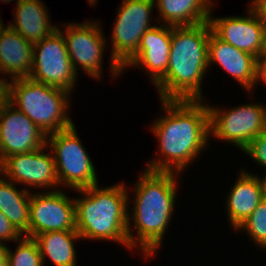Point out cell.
I'll return each instance as SVG.
<instances>
[{
	"label": "cell",
	"mask_w": 266,
	"mask_h": 266,
	"mask_svg": "<svg viewBox=\"0 0 266 266\" xmlns=\"http://www.w3.org/2000/svg\"><path fill=\"white\" fill-rule=\"evenodd\" d=\"M0 266H10V264H9V262H8V261H6V262H4V263L0 264Z\"/></svg>",
	"instance_id": "cell-36"
},
{
	"label": "cell",
	"mask_w": 266,
	"mask_h": 266,
	"mask_svg": "<svg viewBox=\"0 0 266 266\" xmlns=\"http://www.w3.org/2000/svg\"><path fill=\"white\" fill-rule=\"evenodd\" d=\"M259 0H252L250 6H254Z\"/></svg>",
	"instance_id": "cell-35"
},
{
	"label": "cell",
	"mask_w": 266,
	"mask_h": 266,
	"mask_svg": "<svg viewBox=\"0 0 266 266\" xmlns=\"http://www.w3.org/2000/svg\"><path fill=\"white\" fill-rule=\"evenodd\" d=\"M246 230L257 246L266 249V201L263 199L252 214L236 229Z\"/></svg>",
	"instance_id": "cell-24"
},
{
	"label": "cell",
	"mask_w": 266,
	"mask_h": 266,
	"mask_svg": "<svg viewBox=\"0 0 266 266\" xmlns=\"http://www.w3.org/2000/svg\"><path fill=\"white\" fill-rule=\"evenodd\" d=\"M164 25L193 26L209 21L212 0H154Z\"/></svg>",
	"instance_id": "cell-20"
},
{
	"label": "cell",
	"mask_w": 266,
	"mask_h": 266,
	"mask_svg": "<svg viewBox=\"0 0 266 266\" xmlns=\"http://www.w3.org/2000/svg\"><path fill=\"white\" fill-rule=\"evenodd\" d=\"M5 27L6 26H4V23L1 21V18H0V36H1V33L3 32Z\"/></svg>",
	"instance_id": "cell-33"
},
{
	"label": "cell",
	"mask_w": 266,
	"mask_h": 266,
	"mask_svg": "<svg viewBox=\"0 0 266 266\" xmlns=\"http://www.w3.org/2000/svg\"><path fill=\"white\" fill-rule=\"evenodd\" d=\"M261 183H262V188H263V199L266 201V176L265 178L261 177Z\"/></svg>",
	"instance_id": "cell-32"
},
{
	"label": "cell",
	"mask_w": 266,
	"mask_h": 266,
	"mask_svg": "<svg viewBox=\"0 0 266 266\" xmlns=\"http://www.w3.org/2000/svg\"><path fill=\"white\" fill-rule=\"evenodd\" d=\"M177 174L180 175L145 169L135 183V203L132 214L128 213L127 237L129 249H135L136 246L138 248L139 245L145 259L150 258V255L154 256L162 245L175 207ZM130 221L135 225L136 236L132 234Z\"/></svg>",
	"instance_id": "cell-2"
},
{
	"label": "cell",
	"mask_w": 266,
	"mask_h": 266,
	"mask_svg": "<svg viewBox=\"0 0 266 266\" xmlns=\"http://www.w3.org/2000/svg\"><path fill=\"white\" fill-rule=\"evenodd\" d=\"M260 80H262L266 83V58H257L256 59L255 85Z\"/></svg>",
	"instance_id": "cell-27"
},
{
	"label": "cell",
	"mask_w": 266,
	"mask_h": 266,
	"mask_svg": "<svg viewBox=\"0 0 266 266\" xmlns=\"http://www.w3.org/2000/svg\"><path fill=\"white\" fill-rule=\"evenodd\" d=\"M254 7L257 12L260 14L263 22L266 24V0H259Z\"/></svg>",
	"instance_id": "cell-29"
},
{
	"label": "cell",
	"mask_w": 266,
	"mask_h": 266,
	"mask_svg": "<svg viewBox=\"0 0 266 266\" xmlns=\"http://www.w3.org/2000/svg\"><path fill=\"white\" fill-rule=\"evenodd\" d=\"M99 25L100 23L93 21L81 24L66 23L62 32L75 72L77 73L79 66L84 73L95 79L101 78L102 58L107 45Z\"/></svg>",
	"instance_id": "cell-11"
},
{
	"label": "cell",
	"mask_w": 266,
	"mask_h": 266,
	"mask_svg": "<svg viewBox=\"0 0 266 266\" xmlns=\"http://www.w3.org/2000/svg\"><path fill=\"white\" fill-rule=\"evenodd\" d=\"M23 235L12 225L8 218L0 211V242L17 241Z\"/></svg>",
	"instance_id": "cell-26"
},
{
	"label": "cell",
	"mask_w": 266,
	"mask_h": 266,
	"mask_svg": "<svg viewBox=\"0 0 266 266\" xmlns=\"http://www.w3.org/2000/svg\"><path fill=\"white\" fill-rule=\"evenodd\" d=\"M172 26H155L142 36L137 52L121 67L139 66L148 71L150 79L156 86L165 76L171 50Z\"/></svg>",
	"instance_id": "cell-15"
},
{
	"label": "cell",
	"mask_w": 266,
	"mask_h": 266,
	"mask_svg": "<svg viewBox=\"0 0 266 266\" xmlns=\"http://www.w3.org/2000/svg\"><path fill=\"white\" fill-rule=\"evenodd\" d=\"M218 109L208 105L210 134L233 143L242 151L266 129V107L259 102L229 110Z\"/></svg>",
	"instance_id": "cell-9"
},
{
	"label": "cell",
	"mask_w": 266,
	"mask_h": 266,
	"mask_svg": "<svg viewBox=\"0 0 266 266\" xmlns=\"http://www.w3.org/2000/svg\"><path fill=\"white\" fill-rule=\"evenodd\" d=\"M15 252L8 248L7 261L10 266H43L38 243L34 238L22 236Z\"/></svg>",
	"instance_id": "cell-23"
},
{
	"label": "cell",
	"mask_w": 266,
	"mask_h": 266,
	"mask_svg": "<svg viewBox=\"0 0 266 266\" xmlns=\"http://www.w3.org/2000/svg\"><path fill=\"white\" fill-rule=\"evenodd\" d=\"M125 183L99 188L98 184L77 189L82 198H76V231L83 239L110 240L129 248L128 203ZM84 195V196H83Z\"/></svg>",
	"instance_id": "cell-4"
},
{
	"label": "cell",
	"mask_w": 266,
	"mask_h": 266,
	"mask_svg": "<svg viewBox=\"0 0 266 266\" xmlns=\"http://www.w3.org/2000/svg\"><path fill=\"white\" fill-rule=\"evenodd\" d=\"M47 145L32 152L6 157L0 163V174L14 183L30 187L52 188L59 186L52 153H44ZM54 186V187H53Z\"/></svg>",
	"instance_id": "cell-13"
},
{
	"label": "cell",
	"mask_w": 266,
	"mask_h": 266,
	"mask_svg": "<svg viewBox=\"0 0 266 266\" xmlns=\"http://www.w3.org/2000/svg\"><path fill=\"white\" fill-rule=\"evenodd\" d=\"M8 248L5 243L0 242V264L7 261Z\"/></svg>",
	"instance_id": "cell-31"
},
{
	"label": "cell",
	"mask_w": 266,
	"mask_h": 266,
	"mask_svg": "<svg viewBox=\"0 0 266 266\" xmlns=\"http://www.w3.org/2000/svg\"><path fill=\"white\" fill-rule=\"evenodd\" d=\"M248 14L247 17L212 18L210 12L208 22L218 38L258 58L265 23L254 6H249Z\"/></svg>",
	"instance_id": "cell-14"
},
{
	"label": "cell",
	"mask_w": 266,
	"mask_h": 266,
	"mask_svg": "<svg viewBox=\"0 0 266 266\" xmlns=\"http://www.w3.org/2000/svg\"><path fill=\"white\" fill-rule=\"evenodd\" d=\"M46 135L23 112L7 101L0 111V163L8 156L46 145Z\"/></svg>",
	"instance_id": "cell-12"
},
{
	"label": "cell",
	"mask_w": 266,
	"mask_h": 266,
	"mask_svg": "<svg viewBox=\"0 0 266 266\" xmlns=\"http://www.w3.org/2000/svg\"><path fill=\"white\" fill-rule=\"evenodd\" d=\"M34 44L28 42L9 24L0 36V73L12 79L29 77L33 63Z\"/></svg>",
	"instance_id": "cell-18"
},
{
	"label": "cell",
	"mask_w": 266,
	"mask_h": 266,
	"mask_svg": "<svg viewBox=\"0 0 266 266\" xmlns=\"http://www.w3.org/2000/svg\"><path fill=\"white\" fill-rule=\"evenodd\" d=\"M13 19L10 27L24 37L28 42L35 44L41 42L51 34L58 25H50L48 9L40 0L16 1Z\"/></svg>",
	"instance_id": "cell-19"
},
{
	"label": "cell",
	"mask_w": 266,
	"mask_h": 266,
	"mask_svg": "<svg viewBox=\"0 0 266 266\" xmlns=\"http://www.w3.org/2000/svg\"><path fill=\"white\" fill-rule=\"evenodd\" d=\"M209 22L172 27L166 76L155 86L163 100H203L202 81L208 69Z\"/></svg>",
	"instance_id": "cell-3"
},
{
	"label": "cell",
	"mask_w": 266,
	"mask_h": 266,
	"mask_svg": "<svg viewBox=\"0 0 266 266\" xmlns=\"http://www.w3.org/2000/svg\"><path fill=\"white\" fill-rule=\"evenodd\" d=\"M15 183L0 176V211L22 234L29 231L30 196L28 189H16Z\"/></svg>",
	"instance_id": "cell-21"
},
{
	"label": "cell",
	"mask_w": 266,
	"mask_h": 266,
	"mask_svg": "<svg viewBox=\"0 0 266 266\" xmlns=\"http://www.w3.org/2000/svg\"><path fill=\"white\" fill-rule=\"evenodd\" d=\"M11 80L7 82L8 101L26 114L46 136L74 125L67 113L70 92L29 77Z\"/></svg>",
	"instance_id": "cell-5"
},
{
	"label": "cell",
	"mask_w": 266,
	"mask_h": 266,
	"mask_svg": "<svg viewBox=\"0 0 266 266\" xmlns=\"http://www.w3.org/2000/svg\"><path fill=\"white\" fill-rule=\"evenodd\" d=\"M30 196L29 231L24 235L34 238L44 232L76 231L75 201L61 190Z\"/></svg>",
	"instance_id": "cell-10"
},
{
	"label": "cell",
	"mask_w": 266,
	"mask_h": 266,
	"mask_svg": "<svg viewBox=\"0 0 266 266\" xmlns=\"http://www.w3.org/2000/svg\"><path fill=\"white\" fill-rule=\"evenodd\" d=\"M77 231L44 232L34 237L38 243L43 266L46 256L55 266H77L74 241L80 240Z\"/></svg>",
	"instance_id": "cell-22"
},
{
	"label": "cell",
	"mask_w": 266,
	"mask_h": 266,
	"mask_svg": "<svg viewBox=\"0 0 266 266\" xmlns=\"http://www.w3.org/2000/svg\"><path fill=\"white\" fill-rule=\"evenodd\" d=\"M258 58H266V24L263 29L262 46Z\"/></svg>",
	"instance_id": "cell-30"
},
{
	"label": "cell",
	"mask_w": 266,
	"mask_h": 266,
	"mask_svg": "<svg viewBox=\"0 0 266 266\" xmlns=\"http://www.w3.org/2000/svg\"><path fill=\"white\" fill-rule=\"evenodd\" d=\"M256 57L218 38L212 31L208 39V68L212 62L233 76L248 92L254 90Z\"/></svg>",
	"instance_id": "cell-16"
},
{
	"label": "cell",
	"mask_w": 266,
	"mask_h": 266,
	"mask_svg": "<svg viewBox=\"0 0 266 266\" xmlns=\"http://www.w3.org/2000/svg\"><path fill=\"white\" fill-rule=\"evenodd\" d=\"M241 173L226 200L229 223L236 230L263 200L261 177L248 171Z\"/></svg>",
	"instance_id": "cell-17"
},
{
	"label": "cell",
	"mask_w": 266,
	"mask_h": 266,
	"mask_svg": "<svg viewBox=\"0 0 266 266\" xmlns=\"http://www.w3.org/2000/svg\"><path fill=\"white\" fill-rule=\"evenodd\" d=\"M89 1V3L91 4V6L93 5H95V3L97 2V0H88Z\"/></svg>",
	"instance_id": "cell-34"
},
{
	"label": "cell",
	"mask_w": 266,
	"mask_h": 266,
	"mask_svg": "<svg viewBox=\"0 0 266 266\" xmlns=\"http://www.w3.org/2000/svg\"><path fill=\"white\" fill-rule=\"evenodd\" d=\"M59 29L57 27L41 42L34 44L29 78L72 93L78 73L73 68L62 30Z\"/></svg>",
	"instance_id": "cell-8"
},
{
	"label": "cell",
	"mask_w": 266,
	"mask_h": 266,
	"mask_svg": "<svg viewBox=\"0 0 266 266\" xmlns=\"http://www.w3.org/2000/svg\"><path fill=\"white\" fill-rule=\"evenodd\" d=\"M160 101L166 115L154 121L151 129L158 137L161 156L149 161L146 170L180 174L208 145V105L204 100Z\"/></svg>",
	"instance_id": "cell-1"
},
{
	"label": "cell",
	"mask_w": 266,
	"mask_h": 266,
	"mask_svg": "<svg viewBox=\"0 0 266 266\" xmlns=\"http://www.w3.org/2000/svg\"><path fill=\"white\" fill-rule=\"evenodd\" d=\"M11 1H13V0H2V2H4V3H10ZM17 1H19V0H17Z\"/></svg>",
	"instance_id": "cell-37"
},
{
	"label": "cell",
	"mask_w": 266,
	"mask_h": 266,
	"mask_svg": "<svg viewBox=\"0 0 266 266\" xmlns=\"http://www.w3.org/2000/svg\"><path fill=\"white\" fill-rule=\"evenodd\" d=\"M78 136L73 125L46 137L47 150H52L55 160L59 185L74 191L98 184L95 167Z\"/></svg>",
	"instance_id": "cell-6"
},
{
	"label": "cell",
	"mask_w": 266,
	"mask_h": 266,
	"mask_svg": "<svg viewBox=\"0 0 266 266\" xmlns=\"http://www.w3.org/2000/svg\"><path fill=\"white\" fill-rule=\"evenodd\" d=\"M154 0H124L118 7L112 32L110 68L113 78L122 74L121 67L137 52L142 36L150 26Z\"/></svg>",
	"instance_id": "cell-7"
},
{
	"label": "cell",
	"mask_w": 266,
	"mask_h": 266,
	"mask_svg": "<svg viewBox=\"0 0 266 266\" xmlns=\"http://www.w3.org/2000/svg\"><path fill=\"white\" fill-rule=\"evenodd\" d=\"M8 79L0 78V111L2 106L8 101V88H7Z\"/></svg>",
	"instance_id": "cell-28"
},
{
	"label": "cell",
	"mask_w": 266,
	"mask_h": 266,
	"mask_svg": "<svg viewBox=\"0 0 266 266\" xmlns=\"http://www.w3.org/2000/svg\"><path fill=\"white\" fill-rule=\"evenodd\" d=\"M243 152L261 166L266 167V129L256 136Z\"/></svg>",
	"instance_id": "cell-25"
}]
</instances>
